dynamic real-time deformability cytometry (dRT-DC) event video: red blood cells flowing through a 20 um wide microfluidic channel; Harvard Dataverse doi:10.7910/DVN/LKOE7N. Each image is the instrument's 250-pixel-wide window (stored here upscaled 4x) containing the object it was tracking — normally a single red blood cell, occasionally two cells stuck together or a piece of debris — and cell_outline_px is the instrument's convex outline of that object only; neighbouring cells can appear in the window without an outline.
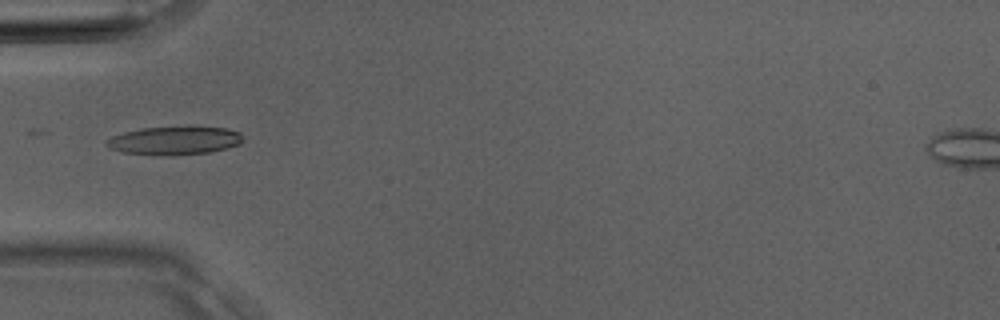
{"species": "Egyptian fruit bat (a non-hibernating species)", "species_latin": "Rousettus aegyptiacus", "temperature_condition": "room temperature", "stored_images_in_passage": 32, "camera_frame_rate_fps": 3000, "um_per_image_px": 0.085, "animal": {"sex": "male"}, "frame": {"image": 1, "passage_image": 8, "time_ms": 2.333, "image_size_px": [1000, 320], "cell_outline_px": [[244, 140], [240, 144], [228, 148], [212, 152], [160, 156], [124, 152], [108, 148], [104, 144], [112, 136], [124, 132], [140, 128], [192, 124], [228, 128], [240, 132]], "centroid_in_image_um": [14.89, 11.91], "position_along_channel_um": 70.1, "area_um2": 23.52}}
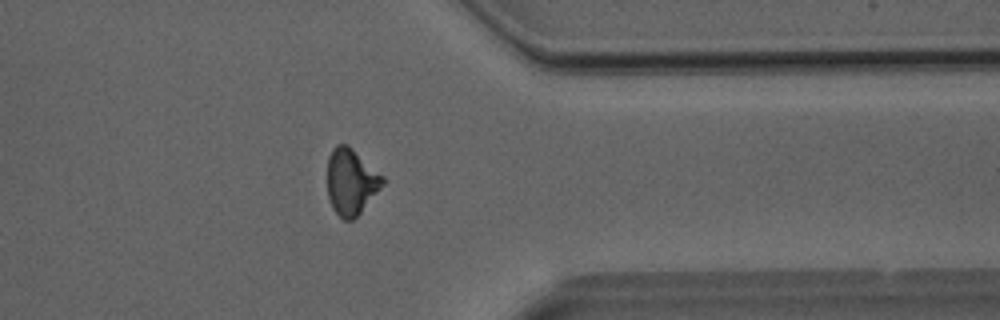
{"frame": {"image": 2, "passage_image": 25, "time_ms": 8.0, "image_size_px": [1000, 320], "cell_outline_px": [[388, 180], [360, 212], [352, 220], [344, 220], [332, 208], [328, 196], [328, 156], [332, 148], [336, 144], [348, 144], [384, 176]], "centroid_in_image_um": [29.86, 15.41], "position_along_channel_um": 381.5, "area_um2": 21.39}}
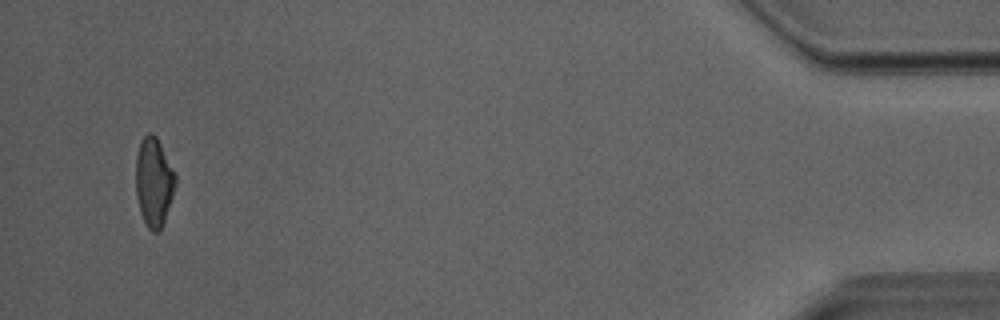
{"frame": {"image": 3, "passage_image": 31, "time_ms": 10.0, "image_size_px": [1000, 320], "cell_outline_px": [[176, 184], [160, 232], [152, 232], [148, 228], [140, 212], [136, 196], [136, 156], [140, 144], [144, 136], [148, 132], [152, 132], [156, 136], [176, 176]], "centroid_in_image_um": [13.06, 15.49], "position_along_channel_um": 422.1, "area_um2": 20.23}}